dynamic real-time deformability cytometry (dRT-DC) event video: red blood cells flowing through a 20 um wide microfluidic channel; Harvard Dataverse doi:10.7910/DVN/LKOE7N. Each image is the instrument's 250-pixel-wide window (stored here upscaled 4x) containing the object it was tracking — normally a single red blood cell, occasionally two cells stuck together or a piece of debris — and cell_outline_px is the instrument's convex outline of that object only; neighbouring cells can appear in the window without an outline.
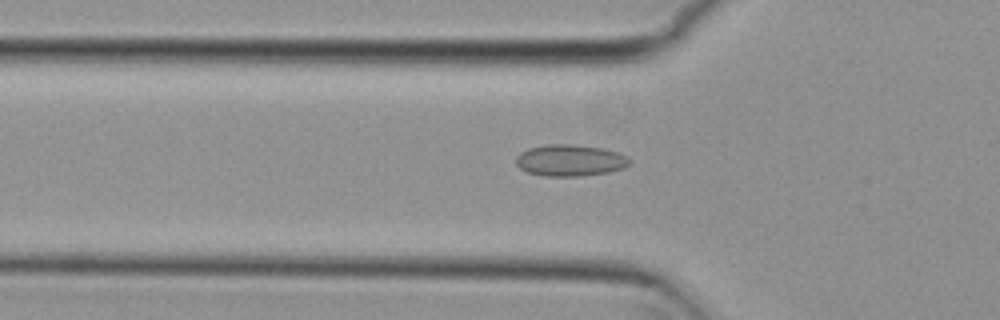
{"species": "common noctule bat (a hibernating species)", "species_latin": "Nyctalus noctula", "temperature_condition": "cold", "stored_images_in_passage": 54, "camera_frame_rate_fps": 3000, "um_per_image_px": 0.085, "animal": {"sex": "female", "body_mass_g": 29.2, "forearm_length_mm": 56.3}, "frame": {"image": 1, "passage_image": 18, "time_ms": 5.667, "image_size_px": [1000, 320], "cell_outline_px": [[632, 160], [624, 168], [608, 172], [580, 176], [544, 176], [528, 172], [520, 168], [516, 164], [516, 156], [520, 152], [528, 148], [548, 144], [572, 144], [604, 148], [628, 156]], "centroid_in_image_um": [48.46, 13.62], "position_along_channel_um": 77.3, "area_um2": 20.98}}
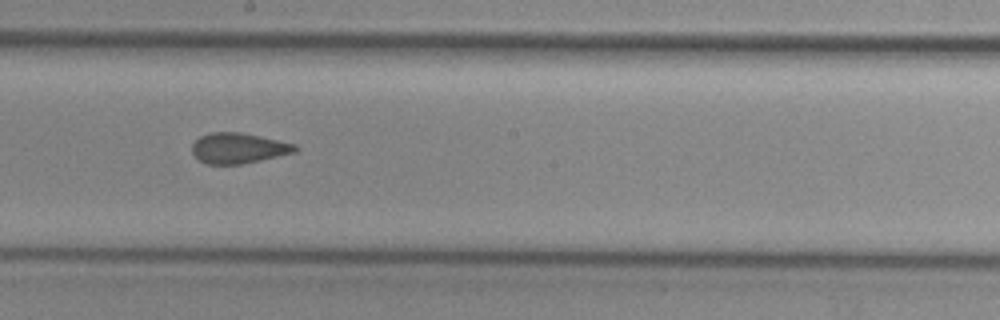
{"frame": {"image": 2, "passage_image": 30, "time_ms": 9.667, "image_size_px": [1000, 320], "cell_outline_px": [[296, 152], [244, 164], [208, 164], [200, 160], [192, 152], [192, 144], [200, 136], [208, 132], [240, 132], [296, 144]], "centroid_in_image_um": [20.25, 12.59], "position_along_channel_um": 227.9, "area_um2": 18.21}}
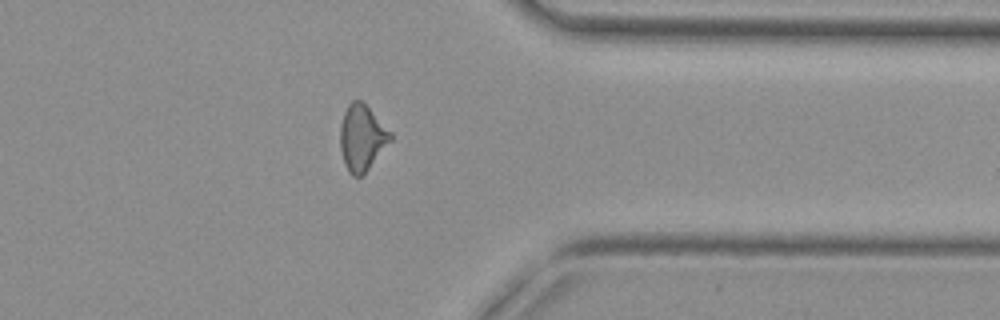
{"frame": {"image": 3, "passage_image": 43, "time_ms": 14.0, "image_size_px": [1000, 320], "cell_outline_px": [[392, 140], [368, 168], [360, 176], [352, 176], [348, 172], [344, 164], [340, 148], [340, 128], [344, 112], [348, 104], [352, 100], [360, 100], [392, 132]], "centroid_in_image_um": [30.75, 11.71], "position_along_channel_um": 380.6, "area_um2": 19.07}, "authors_computed_cell_mechanics": {"area_um2": 19.2763, "velocity_mm_per_s": 3.7476, "shape_relaxation_time_tau1_ms": null, "shape_relaxation_time_tau2_ms": 1.3301, "deformation_change_tau1": null, "deformation_change_tau2": 0.0765}}